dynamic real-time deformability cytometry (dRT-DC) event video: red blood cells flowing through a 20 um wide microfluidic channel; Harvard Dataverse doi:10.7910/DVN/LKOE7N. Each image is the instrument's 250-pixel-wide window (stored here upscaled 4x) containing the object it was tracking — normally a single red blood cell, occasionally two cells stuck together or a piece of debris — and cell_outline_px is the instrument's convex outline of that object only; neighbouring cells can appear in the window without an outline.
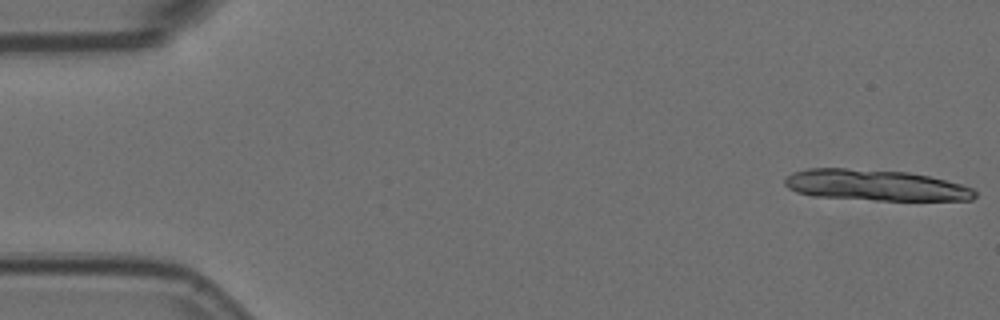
{"species": "Egyptian fruit bat (a non-hibernating species)", "species_latin": "Rousettus aegyptiacus", "temperature_condition": "room temperature", "stored_images_in_passage": 12, "camera_frame_rate_fps": 3000, "um_per_image_px": 0.085, "animal": {"sex": "female"}, "frame": {"image": 1, "passage_image": 1, "time_ms": 0.0, "image_size_px": [1000, 320], "cell_outline_px": [[976, 196], [972, 200], [872, 200], [812, 196], [796, 192], [788, 188], [784, 184], [784, 180], [792, 172], [808, 168], [844, 168], [908, 172], [928, 176], [960, 184], [972, 188], [976, 192]], "centroid_in_image_um": [74.36, 15.74], "position_along_channel_um": 10.6, "area_um2": 34.33}}